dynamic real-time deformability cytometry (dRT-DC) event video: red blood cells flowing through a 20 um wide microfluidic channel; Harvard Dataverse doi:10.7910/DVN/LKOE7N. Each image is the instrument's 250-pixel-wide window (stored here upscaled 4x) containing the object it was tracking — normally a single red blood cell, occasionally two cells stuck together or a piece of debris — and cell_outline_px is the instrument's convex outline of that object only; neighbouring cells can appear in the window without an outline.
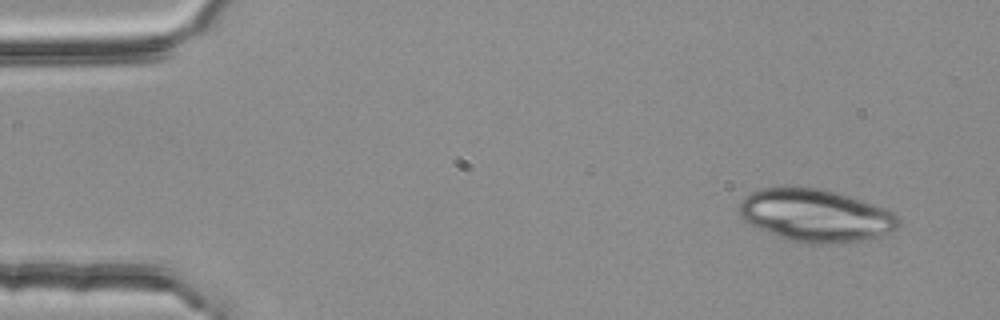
{"species": "common noctule bat (a hibernating species)", "species_latin": "Nyctalus noctula", "temperature_condition": "room temperature", "stored_images_in_passage": 3, "camera_frame_rate_fps": 3000, "um_per_image_px": 0.085, "animal": {"sex": "female", "body_mass_g": 25.1}, "frame": {"image": 1, "passage_image": 1, "time_ms": 0.0, "image_size_px": [1000, 320], "cell_outline_px": [[900, 224], [896, 228], [880, 236], [868, 240], [828, 244], [812, 244], [792, 240], [780, 236], [760, 228], [744, 220], [740, 216], [740, 204], [752, 192], [760, 188], [820, 188], [836, 192], [888, 208], [900, 220]], "centroid_in_image_um": [69.4, 18.32], "position_along_channel_um": 15.6, "area_um2": 48.15}}